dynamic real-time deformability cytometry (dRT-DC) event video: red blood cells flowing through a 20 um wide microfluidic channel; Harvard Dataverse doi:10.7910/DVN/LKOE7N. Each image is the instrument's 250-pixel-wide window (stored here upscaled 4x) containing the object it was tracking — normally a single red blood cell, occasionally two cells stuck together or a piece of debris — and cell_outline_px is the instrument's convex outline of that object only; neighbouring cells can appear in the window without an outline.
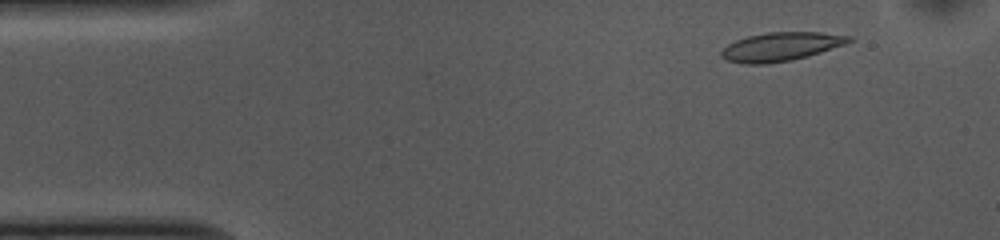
{"species": "common noctule bat (a hibernating species)", "species_latin": "Nyctalus noctula", "temperature_condition": "cold", "stored_images_in_passage": 52, "camera_frame_rate_fps": 3000, "um_per_image_px": 0.085, "animal": {"sex": "female", "body_mass_g": 10.0, "forearm_length_mm": 53.1}, "frame": {"image": 1, "passage_image": 5, "time_ms": 1.333, "image_size_px": [1000, 240], "cell_outline_px": [[856, 40], [808, 56], [792, 60], [768, 64], [744, 64], [728, 60], [720, 56], [720, 52], [728, 44], [736, 40], [748, 36], [768, 32], [820, 32], [852, 36]], "centroid_in_image_um": [66.39, 3.96], "position_along_channel_um": 18.6, "area_um2": 21.33}}
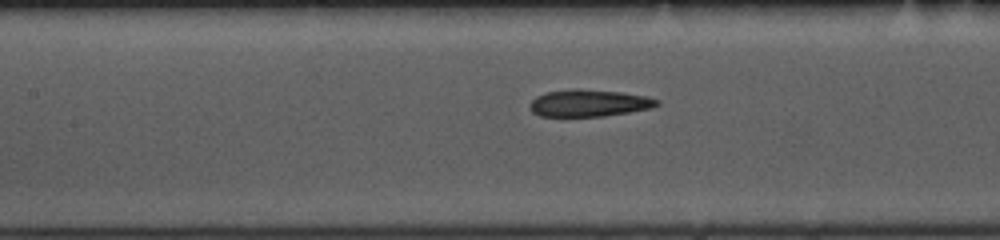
{"frame": {"image": 2, "passage_image": 22, "time_ms": 7.0, "image_size_px": [1000, 240], "cell_outline_px": [[660, 104], [652, 108], [604, 116], [540, 116], [532, 112], [528, 108], [532, 100], [536, 96], [548, 92], [576, 88], [620, 92], [644, 96], [660, 100]], "centroid_in_image_um": [50.05, 8.76], "position_along_channel_um": 157.3, "area_um2": 19.94}}
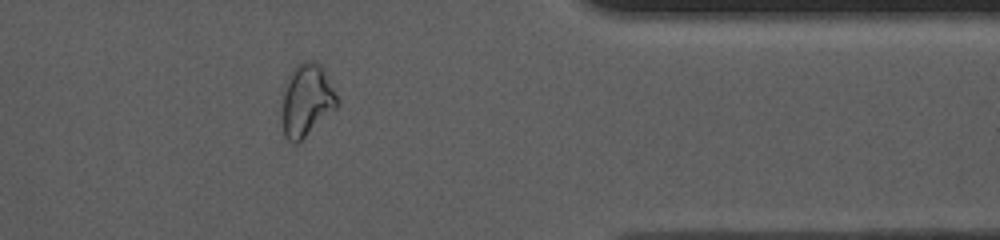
{"frame": {"image": 3, "passage_image": 42, "time_ms": 13.667, "image_size_px": [1000, 240], "cell_outline_px": [[340, 104], [336, 108], [296, 144], [292, 144], [284, 136], [284, 84], [292, 68], [296, 64], [304, 60], [316, 60], [324, 68]], "centroid_in_image_um": [26.08, 8.46], "position_along_channel_um": 385.3, "area_um2": 23.0}, "authors_computed_cell_mechanics": {"area_um2": 21.2126, "velocity_mm_per_s": 3.7226, "shape_relaxation_time_tau1_ms": null, "shape_relaxation_time_tau2_ms": 2.621, "deformation_change_tau1": null, "deformation_change_tau2": 0.0974}}